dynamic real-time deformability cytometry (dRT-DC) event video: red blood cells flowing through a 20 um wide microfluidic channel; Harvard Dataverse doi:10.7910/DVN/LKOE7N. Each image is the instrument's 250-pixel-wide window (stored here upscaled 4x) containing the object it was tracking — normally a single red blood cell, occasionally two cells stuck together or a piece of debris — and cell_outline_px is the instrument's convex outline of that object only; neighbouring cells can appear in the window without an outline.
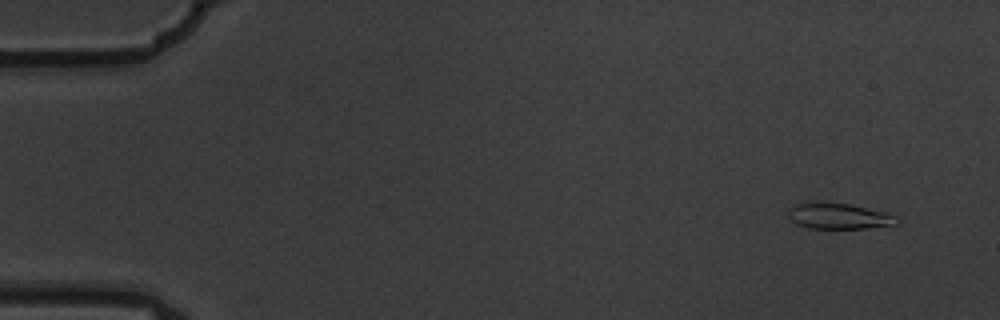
{"species": "common noctule bat (a hibernating species)", "species_latin": "Nyctalus noctula", "temperature_condition": "warm", "stored_images_in_passage": 6, "camera_frame_rate_fps": 3000, "um_per_image_px": 0.085, "animal": {"sex": "male", "body_mass_g": 19.5, "forearm_length_mm": 54.6}, "frame": {"image": 1, "passage_image": 1, "time_ms": 0.0, "image_size_px": [1000, 320], "cell_outline_px": [[900, 224], [868, 228], [808, 228], [796, 224], [788, 216], [788, 208], [796, 204], [816, 200], [848, 204], [884, 212], [896, 216], [900, 220]], "centroid_in_image_um": [71.27, 18.35], "position_along_channel_um": 13.7, "area_um2": 16.65}}
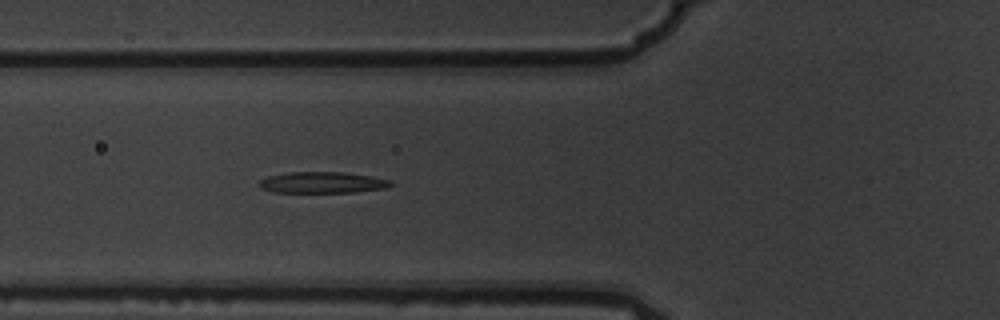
{"frame": {"image": 2, "passage_image": 6, "time_ms": 1.667, "image_size_px": [1000, 320], "cell_outline_px": [[392, 184], [384, 188], [352, 192], [272, 192], [260, 188], [256, 184], [260, 180], [268, 176], [288, 172], [344, 172], [372, 176], [392, 180]], "centroid_in_image_um": [27.35, 15.5], "position_along_channel_um": 98.4, "area_um2": 16.3}}